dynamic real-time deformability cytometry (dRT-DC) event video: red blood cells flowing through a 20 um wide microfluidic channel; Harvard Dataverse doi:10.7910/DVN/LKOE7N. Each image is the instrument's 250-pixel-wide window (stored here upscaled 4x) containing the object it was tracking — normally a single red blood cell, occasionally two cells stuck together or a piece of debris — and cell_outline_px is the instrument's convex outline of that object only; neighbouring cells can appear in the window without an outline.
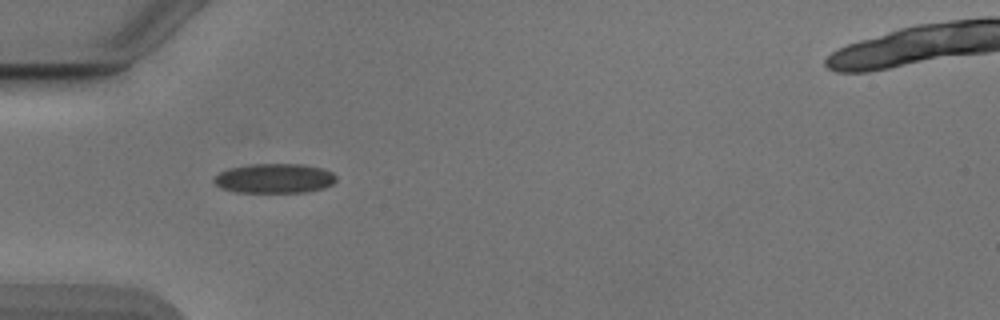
{"species": "Egyptian fruit bat (a non-hibernating species)", "species_latin": "Rousettus aegyptiacus", "temperature_condition": "cold", "stored_images_in_passage": 12, "camera_frame_rate_fps": 3000, "um_per_image_px": 0.085, "animal": {"sex": "male"}, "frame": {"image": 1, "passage_image": 3, "time_ms": 0.667, "image_size_px": [1000, 320], "cell_outline_px": [[336, 180], [332, 184], [324, 188], [304, 192], [232, 192], [220, 188], [212, 180], [220, 172], [228, 168], [252, 164], [304, 164], [324, 168], [332, 172], [336, 176]], "centroid_in_image_um": [23.33, 15.16], "position_along_channel_um": 61.7, "area_um2": 21.21}}